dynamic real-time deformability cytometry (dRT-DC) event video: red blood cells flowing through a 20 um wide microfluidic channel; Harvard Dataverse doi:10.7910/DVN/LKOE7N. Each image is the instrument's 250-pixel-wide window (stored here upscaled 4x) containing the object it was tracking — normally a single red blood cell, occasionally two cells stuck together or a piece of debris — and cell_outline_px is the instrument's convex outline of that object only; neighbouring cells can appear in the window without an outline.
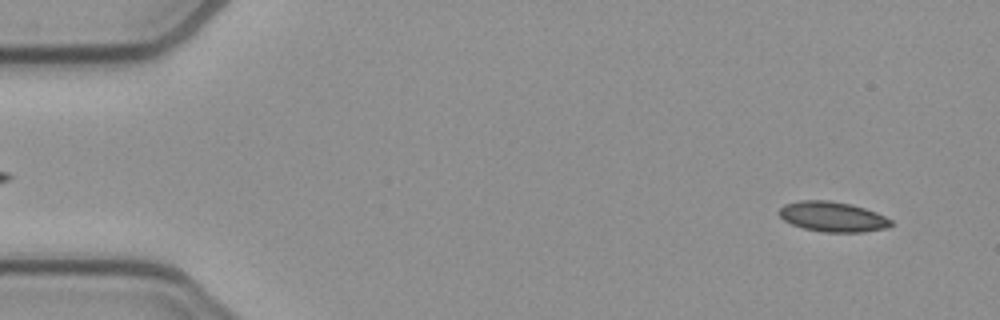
{"species": "common noctule bat (a hibernating species)", "species_latin": "Nyctalus noctula", "temperature_condition": "cold", "stored_images_in_passage": 51, "camera_frame_rate_fps": 3000, "um_per_image_px": 0.085, "animal": {"sex": "female", "body_mass_g": 21.9}, "frame": {"image": 1, "passage_image": 2, "time_ms": 0.333, "image_size_px": [1000, 320], "cell_outline_px": [[892, 224], [888, 228], [864, 232], [824, 232], [804, 228], [792, 224], [784, 220], [776, 212], [784, 204], [800, 200], [828, 200], [848, 204], [864, 208], [876, 212], [892, 220]], "centroid_in_image_um": [70.76, 18.42], "position_along_channel_um": 14.2, "area_um2": 19.59}}
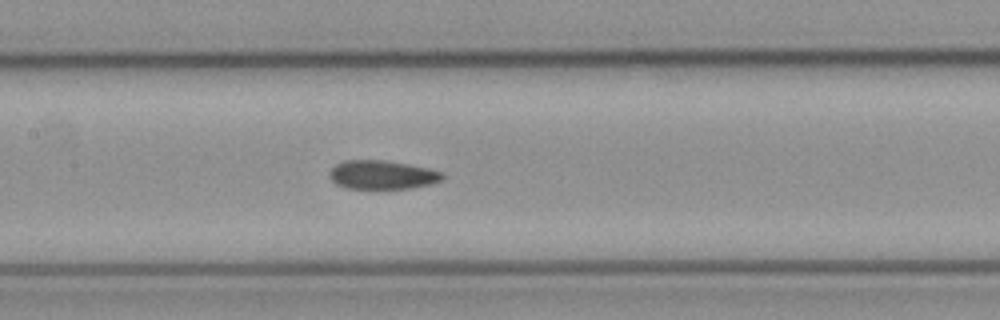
{"frame": {"image": 2, "passage_image": 23, "time_ms": 7.333, "image_size_px": [1000, 320], "cell_outline_px": [[444, 180], [432, 184], [412, 188], [348, 188], [336, 184], [328, 176], [328, 172], [336, 164], [344, 160], [388, 160], [428, 168], [444, 172]], "centroid_in_image_um": [32.52, 14.85], "position_along_channel_um": 174.9, "area_um2": 19.13}}
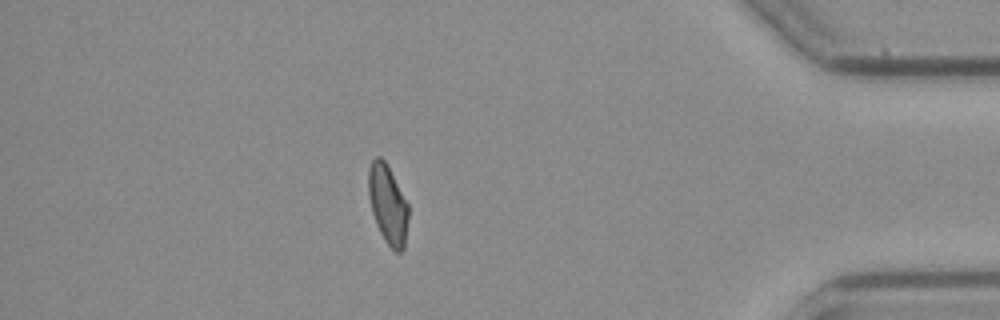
{"frame": {"image": 3, "passage_image": 44, "time_ms": 14.333, "image_size_px": [1000, 320], "cell_outline_px": [[408, 220], [404, 248], [400, 252], [396, 252], [384, 240], [376, 224], [372, 212], [368, 196], [368, 168], [372, 160], [376, 156], [380, 156], [384, 160], [408, 204]], "centroid_in_image_um": [32.94, 17.38], "position_along_channel_um": 402.3, "area_um2": 18.26}, "authors_computed_cell_mechanics": {"area_um2": 19.2474, "velocity_mm_per_s": 3.8825, "shape_relaxation_time_tau1_ms": null, "shape_relaxation_time_tau2_ms": 3.7662, "deformation_change_tau1": null, "deformation_change_tau2": 0.0671}}